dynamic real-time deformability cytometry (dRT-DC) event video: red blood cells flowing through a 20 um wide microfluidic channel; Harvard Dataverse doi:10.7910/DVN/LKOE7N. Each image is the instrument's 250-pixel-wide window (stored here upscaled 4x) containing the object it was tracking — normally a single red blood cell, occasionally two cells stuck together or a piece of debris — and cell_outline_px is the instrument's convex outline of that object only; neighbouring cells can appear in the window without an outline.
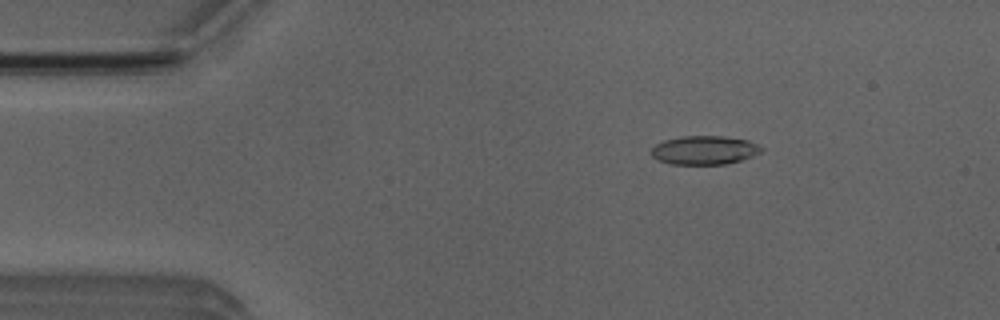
{"species": "Egyptian fruit bat (a non-hibernating species)", "species_latin": "Rousettus aegyptiacus", "temperature_condition": "room temperature", "stored_images_in_passage": 52, "camera_frame_rate_fps": 3000, "um_per_image_px": 0.085, "animal": {"sex": "male"}, "frame": {"image": 1, "passage_image": 8, "time_ms": 2.333, "image_size_px": [1000, 320], "cell_outline_px": [[764, 148], [760, 152], [752, 156], [740, 160], [724, 164], [672, 164], [660, 160], [652, 156], [652, 148], [656, 144], [664, 140], [680, 136], [720, 136], [748, 140]], "centroid_in_image_um": [59.87, 12.75], "position_along_channel_um": 25.1, "area_um2": 18.21}}
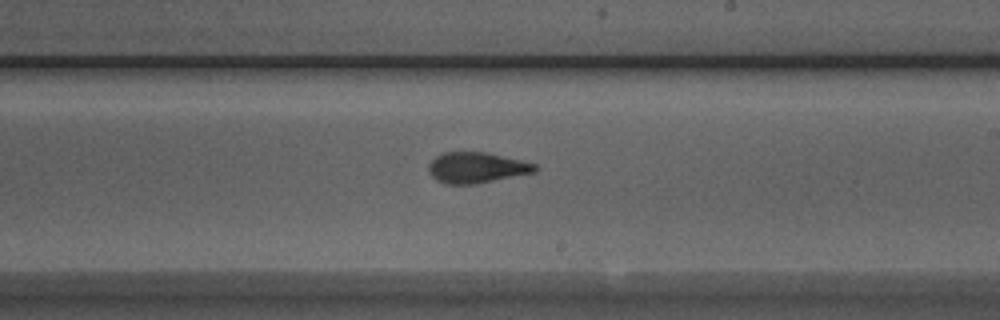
{"frame": {"image": 2, "passage_image": 30, "time_ms": 9.667, "image_size_px": [1000, 320], "cell_outline_px": [[540, 168], [536, 172], [476, 184], [444, 184], [436, 180], [428, 172], [428, 164], [436, 156], [444, 152], [484, 152], [520, 160], [536, 164]], "centroid_in_image_um": [40.5, 14.26], "position_along_channel_um": 248.5, "area_um2": 19.13}}
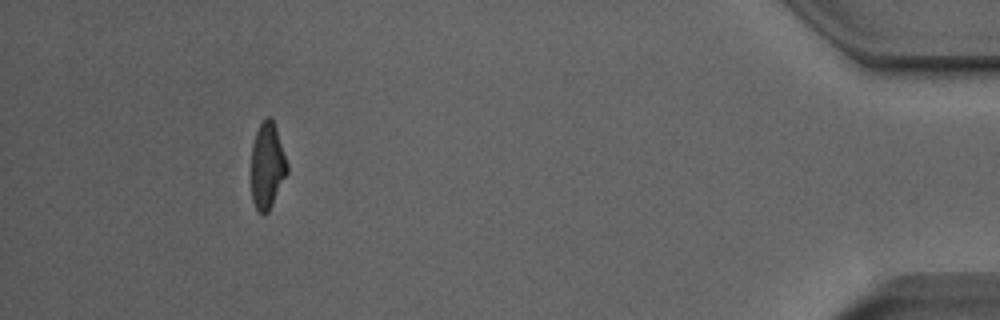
{"frame": {"image": 3, "passage_image": 48, "time_ms": 15.667, "image_size_px": [1000, 320], "cell_outline_px": [[288, 172], [268, 212], [264, 216], [256, 208], [252, 200], [252, 144], [256, 132], [260, 124], [268, 116], [272, 116], [288, 164]], "centroid_in_image_um": [22.72, 14.08], "position_along_channel_um": 412.5, "area_um2": 17.92}, "authors_computed_cell_mechanics": {"area_um2": 18.8428, "velocity_mm_per_s": 3.8877, "shape_relaxation_time_tau1_ms": 5.8058, "shape_relaxation_time_tau2_ms": 1.8352, "deformation_change_tau1": 0.1786, "deformation_change_tau2": 0.1001}}